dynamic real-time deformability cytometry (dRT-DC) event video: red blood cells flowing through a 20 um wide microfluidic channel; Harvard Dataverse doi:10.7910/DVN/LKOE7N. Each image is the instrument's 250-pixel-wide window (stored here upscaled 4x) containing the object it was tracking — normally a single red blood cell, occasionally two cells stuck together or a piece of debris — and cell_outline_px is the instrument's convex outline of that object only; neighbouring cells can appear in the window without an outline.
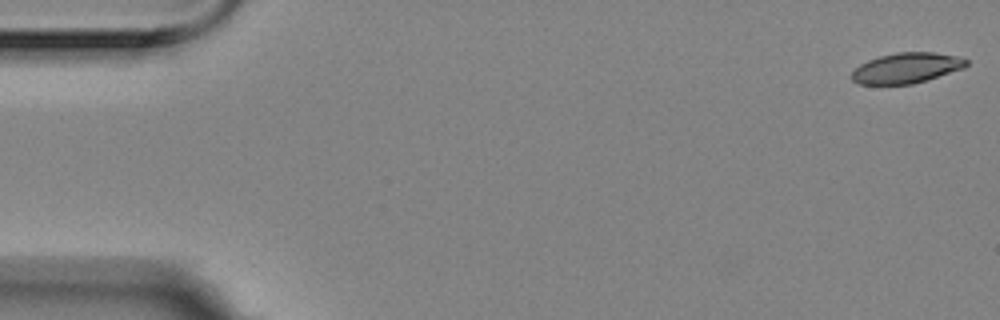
{"species": "Egyptian fruit bat (a non-hibernating species)", "species_latin": "Rousettus aegyptiacus", "temperature_condition": "room temperature", "stored_images_in_passage": 5, "camera_frame_rate_fps": 3000, "um_per_image_px": 0.085, "animal": {"sex": "female"}, "frame": {"image": 1, "passage_image": 1, "time_ms": 0.0, "image_size_px": [1000, 320], "cell_outline_px": [[968, 64], [964, 68], [928, 80], [912, 84], [860, 84], [852, 80], [852, 72], [860, 64], [868, 60], [880, 56], [896, 52], [932, 52], [960, 56], [968, 60]], "centroid_in_image_um": [77.09, 5.77], "position_along_channel_um": 7.9, "area_um2": 20.35}}
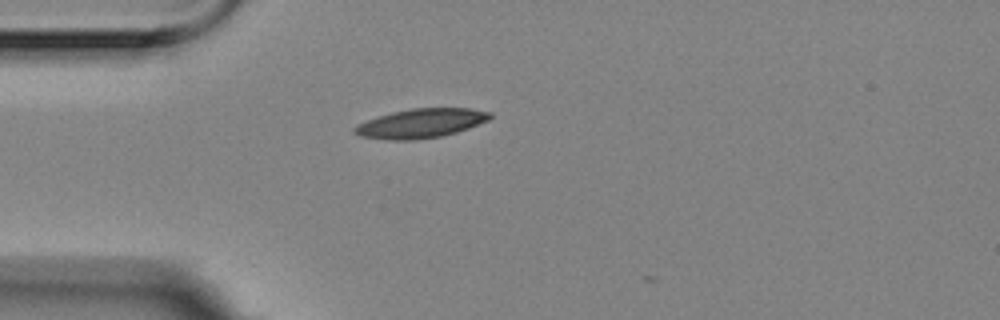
{"frame": {"image": 2, "passage_image": 5, "time_ms": 1.333, "image_size_px": [1000, 320], "cell_outline_px": [[492, 116], [488, 120], [468, 128], [456, 132], [440, 136], [412, 140], [388, 140], [360, 136], [352, 132], [352, 128], [356, 124], [392, 112], [412, 108], [472, 108], [492, 112]], "centroid_in_image_um": [35.76, 10.48], "position_along_channel_um": 49.2, "area_um2": 23.0}}